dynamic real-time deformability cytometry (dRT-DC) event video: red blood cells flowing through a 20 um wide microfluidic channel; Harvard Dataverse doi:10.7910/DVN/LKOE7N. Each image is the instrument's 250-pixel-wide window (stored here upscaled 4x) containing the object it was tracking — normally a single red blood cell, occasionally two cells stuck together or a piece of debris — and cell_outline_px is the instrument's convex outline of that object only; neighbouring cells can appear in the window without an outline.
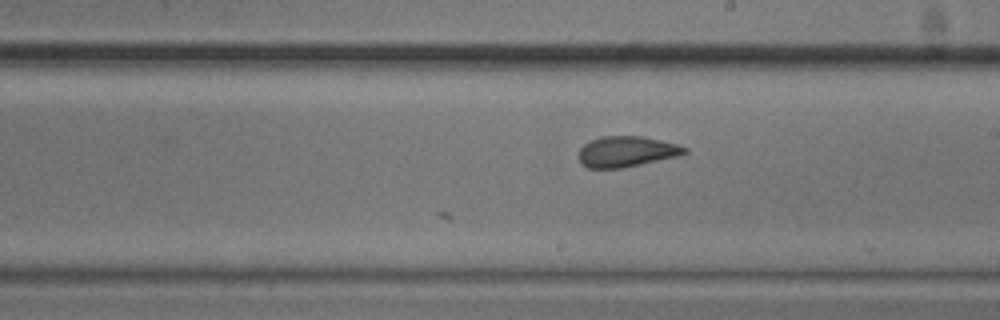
{"species": "common noctule bat (a hibernating species)", "species_latin": "Nyctalus noctula", "temperature_condition": "cold", "stored_images_in_passage": 15, "camera_frame_rate_fps": 3000, "um_per_image_px": 0.085, "animal": {"sex": "male", "body_mass_g": 20.5, "forearm_length_mm": 52.5}, "frame": {"image": 1, "passage_image": 15, "time_ms": 4.667, "image_size_px": [1000, 320], "cell_outline_px": [[688, 152], [680, 156], [624, 168], [588, 168], [580, 160], [580, 148], [584, 144], [600, 136], [644, 136], [676, 144], [688, 148]], "centroid_in_image_um": [53.31, 12.88], "position_along_channel_um": 235.7, "area_um2": 18.96}}